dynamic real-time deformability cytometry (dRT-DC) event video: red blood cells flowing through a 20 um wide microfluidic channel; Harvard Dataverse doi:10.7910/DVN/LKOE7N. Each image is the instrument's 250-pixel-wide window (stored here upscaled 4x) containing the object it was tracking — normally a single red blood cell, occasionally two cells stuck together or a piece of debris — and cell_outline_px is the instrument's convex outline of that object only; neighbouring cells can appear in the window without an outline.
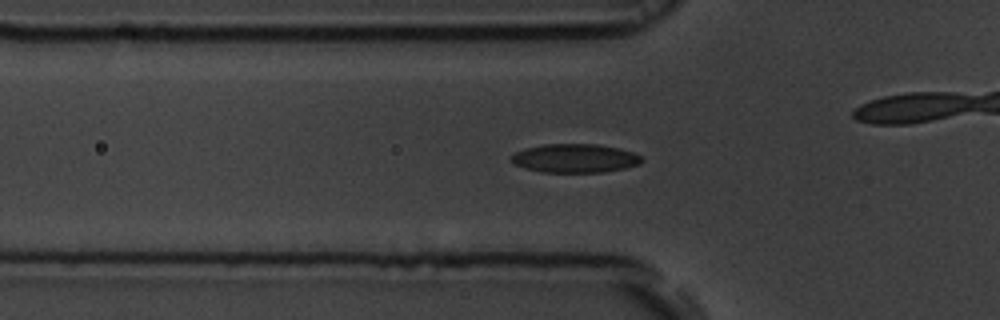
{"species": "common noctule bat (a hibernating species)", "species_latin": "Nyctalus noctula", "temperature_condition": "room temperature", "stored_images_in_passage": 54, "camera_frame_rate_fps": 3000, "um_per_image_px": 0.085, "animal": {"sex": "male", "body_mass_g": 19.5, "forearm_length_mm": 54.6}, "frame": {"image": 1, "passage_image": 18, "time_ms": 5.667, "image_size_px": [1000, 320], "cell_outline_px": [[644, 160], [640, 164], [624, 168], [604, 172], [544, 172], [524, 168], [508, 160], [516, 152], [524, 148], [544, 144], [596, 144], [616, 148], [632, 152], [640, 156]], "centroid_in_image_um": [48.85, 13.45], "position_along_channel_um": 77.0, "area_um2": 21.73}}
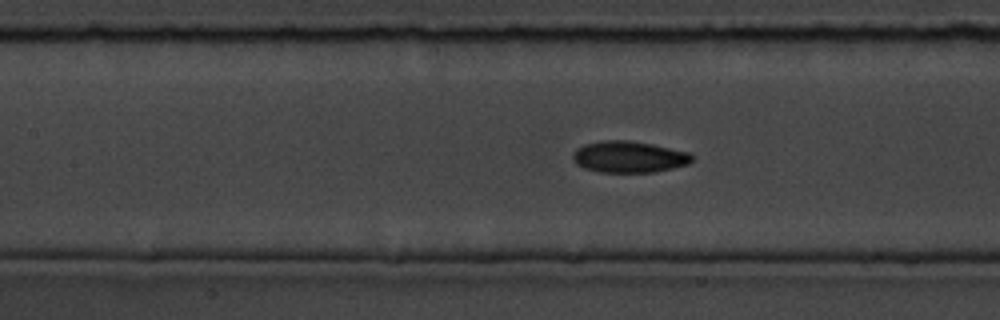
{"frame": {"image": 2, "passage_image": 24, "time_ms": 7.667, "image_size_px": [1000, 320], "cell_outline_px": [[692, 160], [688, 164], [672, 168], [652, 172], [600, 172], [584, 168], [576, 164], [572, 156], [576, 148], [584, 144], [604, 140], [628, 140], [652, 144], [692, 152]], "centroid_in_image_um": [53.46, 13.32], "position_along_channel_um": 153.9, "area_um2": 21.91}}
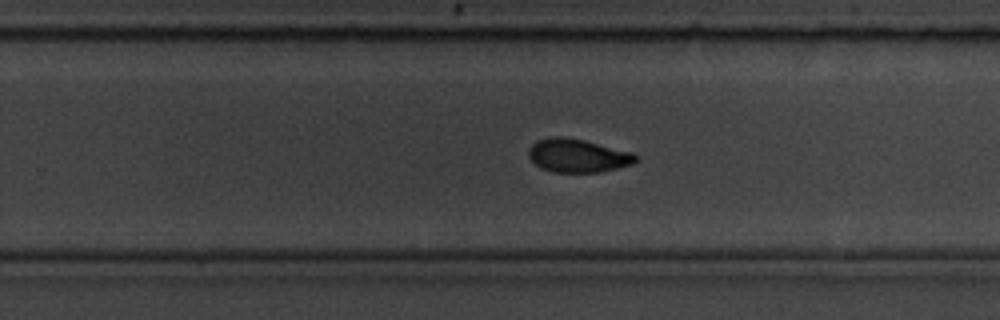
{"frame": {"image": 3, "passage_image": 34, "time_ms": 11.0, "image_size_px": [1000, 320], "cell_outline_px": [[640, 156], [632, 164], [600, 172], [552, 172], [540, 168], [528, 156], [528, 148], [536, 140], [548, 136], [564, 136], [584, 140], [632, 152]], "centroid_in_image_um": [49.08, 13.21], "position_along_channel_um": 280.7, "area_um2": 21.04}, "authors_computed_cell_mechanics": {"area_um2": 20.8947, "velocity_mm_per_s": 3.8207, "shape_relaxation_time_tau1_ms": 3.7462, "shape_relaxation_time_tau2_ms": 2.0135, "deformation_change_tau1": 0.1204, "deformation_change_tau2": 0.0641}}